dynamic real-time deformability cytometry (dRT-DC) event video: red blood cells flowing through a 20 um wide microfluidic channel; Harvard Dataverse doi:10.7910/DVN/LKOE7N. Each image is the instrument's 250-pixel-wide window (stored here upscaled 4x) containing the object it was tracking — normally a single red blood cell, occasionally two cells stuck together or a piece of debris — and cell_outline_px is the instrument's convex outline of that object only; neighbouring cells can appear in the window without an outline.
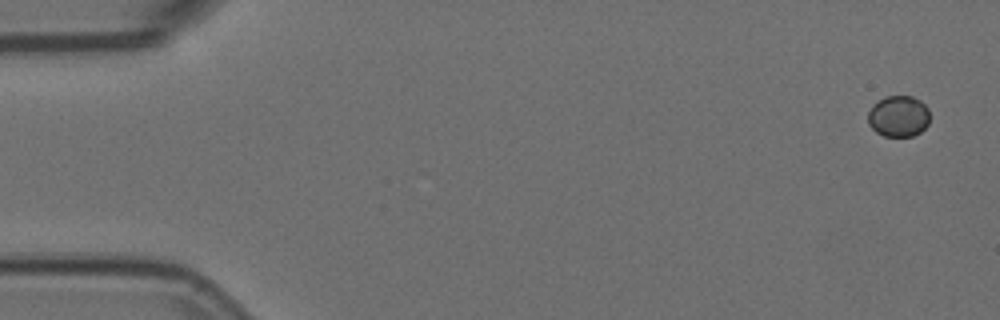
{"species": "Egyptian fruit bat (a non-hibernating species)", "species_latin": "Rousettus aegyptiacus", "temperature_condition": "room temperature", "stored_images_in_passage": 8, "camera_frame_rate_fps": 3000, "um_per_image_px": 0.085, "animal": {"sex": "female"}, "frame": {"image": 1, "passage_image": 1, "time_ms": 0.0, "image_size_px": [1000, 320], "cell_outline_px": [[928, 124], [920, 132], [912, 136], [884, 136], [876, 132], [868, 124], [868, 112], [872, 104], [888, 96], [912, 96], [920, 100], [928, 108]], "centroid_in_image_um": [76.36, 9.88], "position_along_channel_um": 8.6, "area_um2": 14.8}}
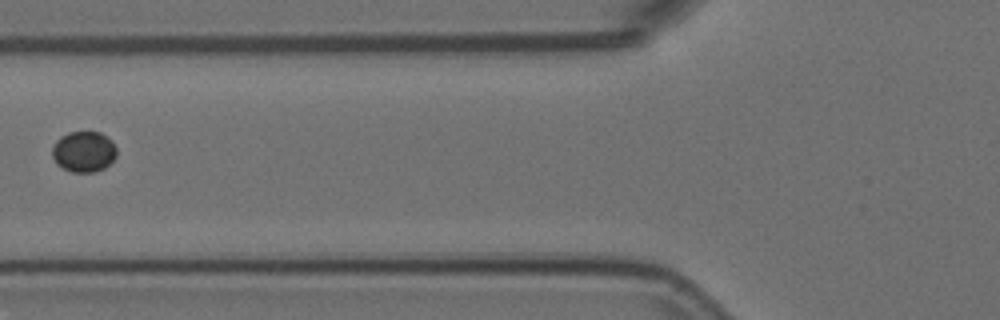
{"frame": {"image": 2, "passage_image": 6, "time_ms": 1.667, "image_size_px": [1000, 320], "cell_outline_px": [[116, 156], [104, 168], [96, 172], [72, 172], [56, 164], [52, 156], [52, 148], [56, 140], [60, 136], [68, 132], [100, 132], [112, 140], [116, 148]], "centroid_in_image_um": [7.11, 12.88], "position_along_channel_um": 118.7, "area_um2": 15.37}}
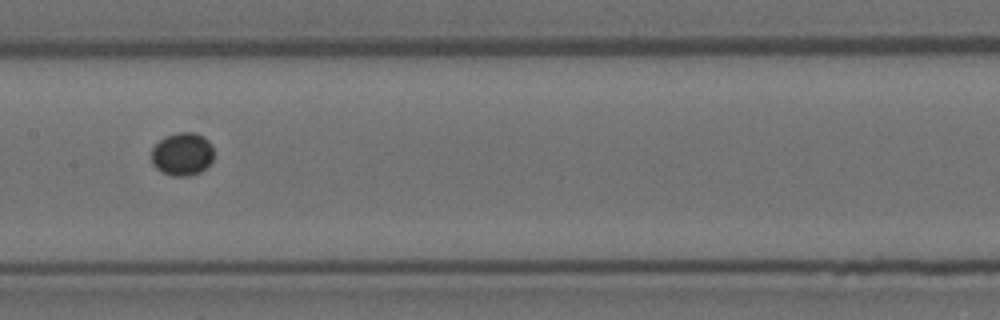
{"frame": {"image": 3, "passage_image": 8, "time_ms": 2.333, "image_size_px": [1000, 320], "cell_outline_px": [[212, 160], [200, 172], [188, 176], [172, 176], [156, 168], [152, 164], [152, 148], [164, 136], [176, 132], [196, 132], [204, 136], [212, 144]], "centroid_in_image_um": [15.49, 13.07], "position_along_channel_um": 191.9, "area_um2": 15.66}}